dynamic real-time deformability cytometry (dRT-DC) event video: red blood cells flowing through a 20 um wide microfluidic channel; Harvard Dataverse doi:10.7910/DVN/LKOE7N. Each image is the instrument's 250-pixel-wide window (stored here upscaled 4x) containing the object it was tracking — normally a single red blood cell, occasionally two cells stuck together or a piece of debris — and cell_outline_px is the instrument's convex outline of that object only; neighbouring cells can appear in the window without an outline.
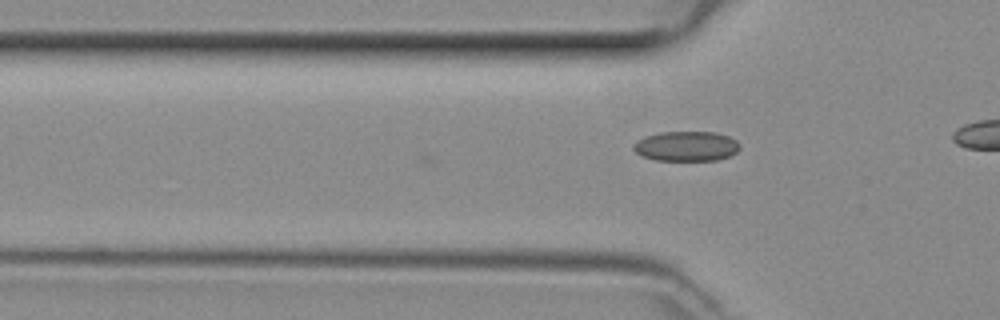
{"species": "common noctule bat (a hibernating species)", "species_latin": "Nyctalus noctula", "temperature_condition": "room temperature", "stored_images_in_passage": 2, "camera_frame_rate_fps": 3000, "um_per_image_px": 0.085, "animal": {"sex": "female", "body_mass_g": 29.2, "forearm_length_mm": 56.3}, "frame": {"image": 1, "passage_image": 2, "time_ms": 0.333, "image_size_px": [1000, 320], "cell_outline_px": [[740, 148], [736, 152], [728, 156], [716, 160], [656, 160], [640, 156], [632, 148], [632, 144], [636, 140], [644, 136], [660, 132], [716, 132], [728, 136], [736, 140], [740, 144]], "centroid_in_image_um": [58.3, 12.42], "position_along_channel_um": 67.5, "area_um2": 18.67}}